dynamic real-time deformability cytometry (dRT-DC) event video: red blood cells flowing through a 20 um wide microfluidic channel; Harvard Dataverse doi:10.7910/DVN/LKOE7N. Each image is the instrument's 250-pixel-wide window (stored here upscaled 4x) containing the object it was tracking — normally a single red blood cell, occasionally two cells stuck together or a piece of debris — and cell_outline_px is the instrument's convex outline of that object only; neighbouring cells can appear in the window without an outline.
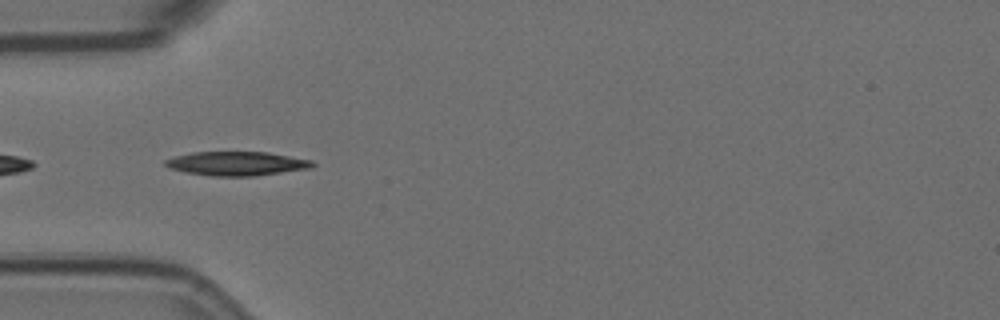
{"species": "Egyptian fruit bat (a non-hibernating species)", "species_latin": "Rousettus aegyptiacus", "temperature_condition": "room temperature", "stored_images_in_passage": 39, "camera_frame_rate_fps": 3000, "um_per_image_px": 0.085, "animal": {"sex": "female"}, "frame": {"image": 1, "passage_image": 3, "time_ms": 0.667, "image_size_px": [1000, 320], "cell_outline_px": [[316, 164], [312, 168], [256, 176], [212, 176], [184, 172], [168, 168], [164, 164], [164, 160], [176, 156], [192, 152], [268, 152], [312, 160]], "centroid_in_image_um": [20.13, 13.9], "position_along_channel_um": 64.9, "area_um2": 20.75}}
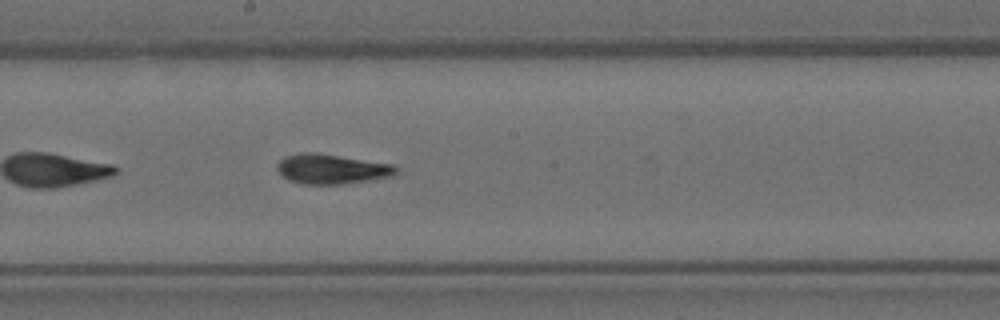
{"frame": {"image": 2, "passage_image": 16, "time_ms": 5.0, "image_size_px": [1000, 320], "cell_outline_px": [[396, 172], [392, 176], [344, 184], [300, 184], [288, 180], [276, 168], [276, 164], [284, 156], [304, 152], [312, 152], [392, 164], [396, 168]], "centroid_in_image_um": [28.13, 14.37], "position_along_channel_um": 220.1, "area_um2": 20.4}}
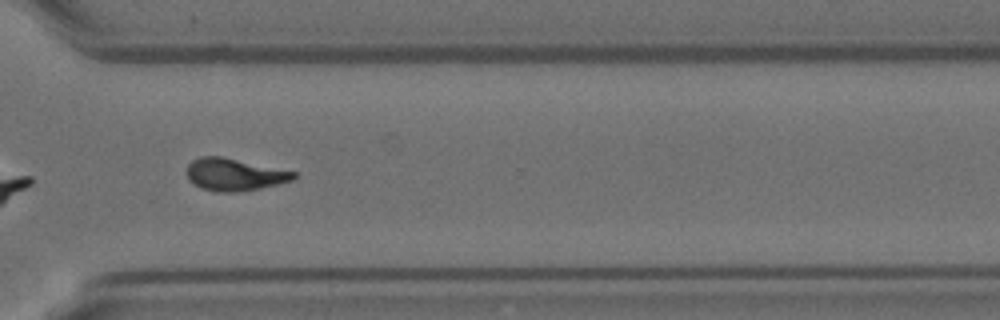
{"frame": {"image": 3, "passage_image": 27, "time_ms": 8.667, "image_size_px": [1000, 320], "cell_outline_px": [[296, 176], [292, 180], [280, 184], [260, 188], [236, 192], [220, 192], [200, 188], [188, 180], [188, 164], [192, 160], [200, 156], [220, 156], [296, 172]], "centroid_in_image_um": [19.91, 14.84], "position_along_channel_um": 350.7, "area_um2": 19.94}, "authors_computed_cell_mechanics": {"area_um2": 19.9988, "velocity_mm_per_s": 3.5733, "shape_relaxation_time_tau1_ms": 4.6602, "shape_relaxation_time_tau2_ms": 2.2159, "deformation_change_tau1": 0.1673, "deformation_change_tau2": 0.0918}}